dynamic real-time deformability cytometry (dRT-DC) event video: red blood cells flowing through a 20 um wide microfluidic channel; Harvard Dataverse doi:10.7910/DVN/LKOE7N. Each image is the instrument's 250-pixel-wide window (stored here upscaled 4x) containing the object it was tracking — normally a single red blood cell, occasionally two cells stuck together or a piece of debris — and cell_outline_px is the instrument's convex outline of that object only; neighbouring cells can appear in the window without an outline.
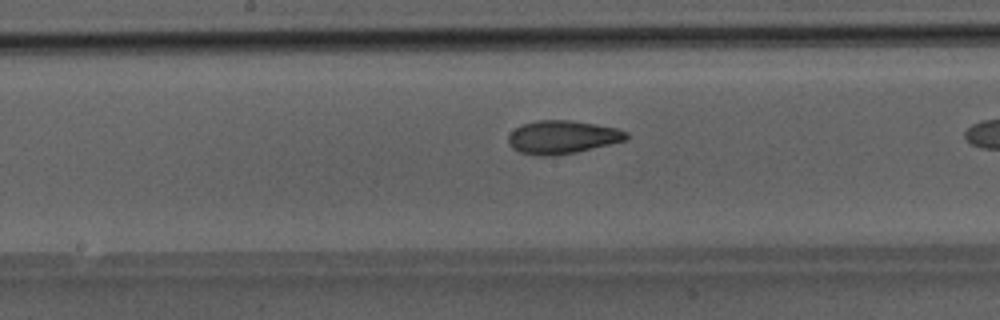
{"species": "Egyptian fruit bat (a non-hibernating species)", "species_latin": "Rousettus aegyptiacus", "temperature_condition": "room temperature", "stored_images_in_passage": 11, "camera_frame_rate_fps": 3000, "um_per_image_px": 0.085, "animal": {"sex": "male"}, "frame": {"image": 1, "passage_image": 10, "time_ms": 3.0, "image_size_px": [1000, 320], "cell_outline_px": [[628, 140], [576, 152], [556, 156], [536, 156], [520, 152], [512, 148], [508, 144], [508, 136], [516, 128], [524, 124], [536, 120], [572, 120], [596, 124], [616, 128], [628, 132]], "centroid_in_image_um": [47.81, 11.66], "position_along_channel_um": 200.4, "area_um2": 23.0}}